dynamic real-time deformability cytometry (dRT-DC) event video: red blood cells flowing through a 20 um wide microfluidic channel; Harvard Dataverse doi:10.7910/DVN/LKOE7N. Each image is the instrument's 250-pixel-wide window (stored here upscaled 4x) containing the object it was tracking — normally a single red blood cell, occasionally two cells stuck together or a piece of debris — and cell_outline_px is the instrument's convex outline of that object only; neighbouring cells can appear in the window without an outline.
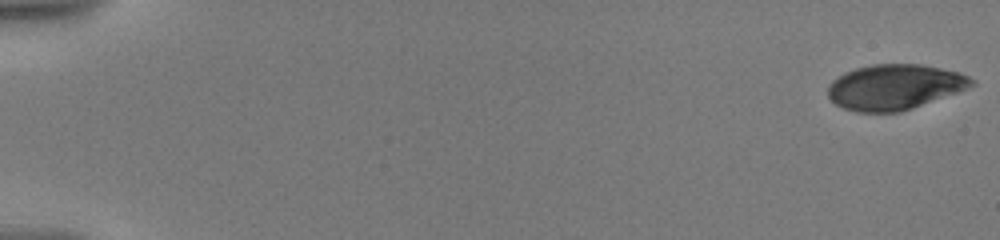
{"species": "human", "species_latin": "Homo sapiens", "temperature_condition": "warm", "stored_images_in_passage": 44, "camera_frame_rate_fps": 3000, "um_per_image_px": 0.085, "donor": {"sex": "male"}, "frame": {"image": 1, "passage_image": 1, "time_ms": 0.0, "image_size_px": [1000, 240], "cell_outline_px": [[976, 84], [968, 88], [912, 108], [900, 112], [856, 112], [844, 108], [836, 104], [828, 96], [828, 84], [832, 80], [844, 72], [856, 68], [872, 64], [920, 64], [960, 72], [976, 80]], "centroid_in_image_um": [76.04, 7.39], "position_along_channel_um": 9.0, "area_um2": 37.92}}
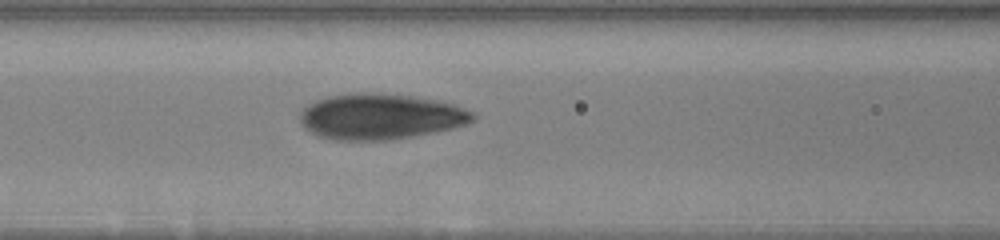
{"frame": {"image": 2, "passage_image": 19, "time_ms": 8.667, "image_size_px": [1000, 240], "cell_outline_px": [[476, 116], [468, 124], [452, 128], [408, 136], [384, 140], [336, 140], [320, 136], [312, 132], [300, 120], [300, 112], [308, 104], [316, 100], [328, 96], [348, 92], [380, 92], [412, 96], [436, 100], [456, 104], [476, 112]], "centroid_in_image_um": [32.36, 9.87], "position_along_channel_um": 134.2, "area_um2": 46.01}}
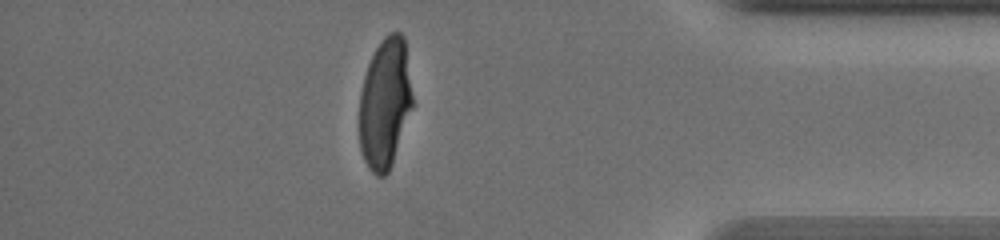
{"frame": {"image": 3, "passage_image": 38, "time_ms": 17.0, "image_size_px": [1000, 240], "cell_outline_px": [[412, 108], [392, 164], [388, 172], [384, 176], [376, 176], [368, 168], [364, 160], [360, 148], [360, 92], [364, 76], [368, 64], [380, 40], [388, 32], [400, 32], [404, 36], [412, 96]], "centroid_in_image_um": [32.71, 8.78], "position_along_channel_um": 402.5, "area_um2": 40.23}, "authors_computed_cell_mechanics": {"area_um2": 41.6449, "velocity_mm_per_s": 3.5434, "shape_relaxation_time_tau1_ms": 5.4179, "shape_relaxation_time_tau2_ms": null, "deformation_change_tau1": 0.2217, "deformation_change_tau2": null}}